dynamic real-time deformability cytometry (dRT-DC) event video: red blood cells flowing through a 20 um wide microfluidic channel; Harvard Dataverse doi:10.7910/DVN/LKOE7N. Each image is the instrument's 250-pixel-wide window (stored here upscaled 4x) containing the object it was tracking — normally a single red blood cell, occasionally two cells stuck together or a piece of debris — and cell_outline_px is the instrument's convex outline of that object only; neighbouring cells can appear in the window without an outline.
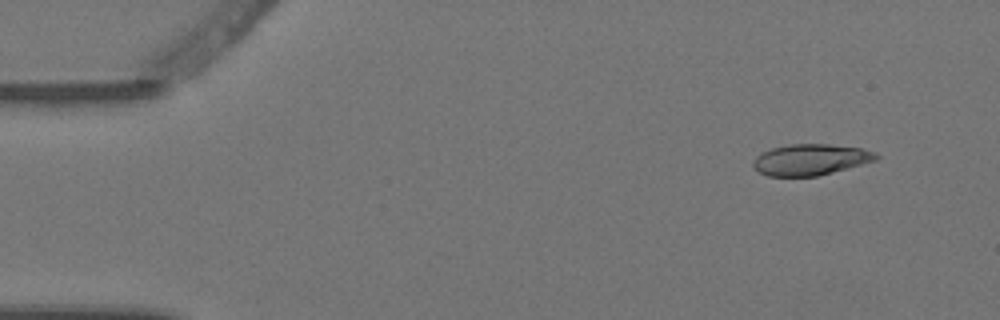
{"species": "Egyptian fruit bat (a non-hibernating species)", "species_latin": "Rousettus aegyptiacus", "temperature_condition": "warm", "stored_images_in_passage": 4, "camera_frame_rate_fps": 3000, "um_per_image_px": 0.085, "animal": {"sex": "female"}, "frame": {"image": 1, "passage_image": 1, "time_ms": 0.0, "image_size_px": [1000, 320], "cell_outline_px": [[880, 156], [876, 160], [832, 172], [816, 176], [768, 176], [760, 172], [752, 164], [756, 156], [760, 152], [772, 148], [792, 144], [828, 144], [860, 148], [876, 152]], "centroid_in_image_um": [68.89, 13.56], "position_along_channel_um": 16.1, "area_um2": 22.08}}
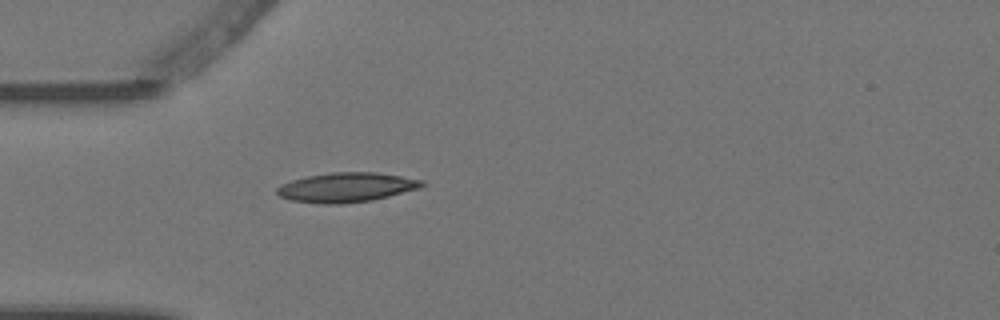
{"frame": {"image": 2, "passage_image": 4, "time_ms": 1.0, "image_size_px": [1000, 320], "cell_outline_px": [[428, 184], [420, 188], [372, 200], [340, 204], [324, 204], [292, 200], [280, 196], [276, 192], [276, 188], [280, 184], [292, 180], [308, 176], [332, 172], [376, 172], [424, 180]], "centroid_in_image_um": [29.47, 15.92], "position_along_channel_um": 55.5, "area_um2": 24.91}}